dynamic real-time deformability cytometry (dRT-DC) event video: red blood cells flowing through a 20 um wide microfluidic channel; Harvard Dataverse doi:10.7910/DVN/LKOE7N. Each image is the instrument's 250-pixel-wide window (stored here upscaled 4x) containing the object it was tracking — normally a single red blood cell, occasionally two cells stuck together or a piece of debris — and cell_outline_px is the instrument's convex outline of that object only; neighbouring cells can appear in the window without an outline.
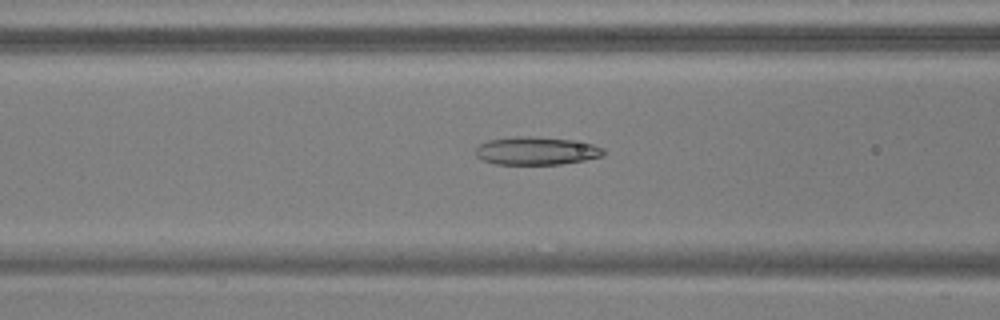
{"species": "common noctule bat (a hibernating species)", "species_latin": "Nyctalus noctula", "temperature_condition": "warm", "stored_images_in_passage": 38, "camera_frame_rate_fps": 3000, "um_per_image_px": 0.085, "animal": {"sex": "male", "body_mass_g": 17.9, "forearm_length_mm": 54.2}, "frame": {"image": 1, "passage_image": 7, "time_ms": 2.0, "image_size_px": [1000, 320], "cell_outline_px": [[604, 156], [584, 160], [560, 164], [496, 164], [484, 160], [476, 156], [476, 148], [480, 144], [488, 140], [512, 136], [528, 136], [572, 140], [592, 144], [604, 148]], "centroid_in_image_um": [45.59, 12.82], "position_along_channel_um": 121.0, "area_um2": 20.81}}
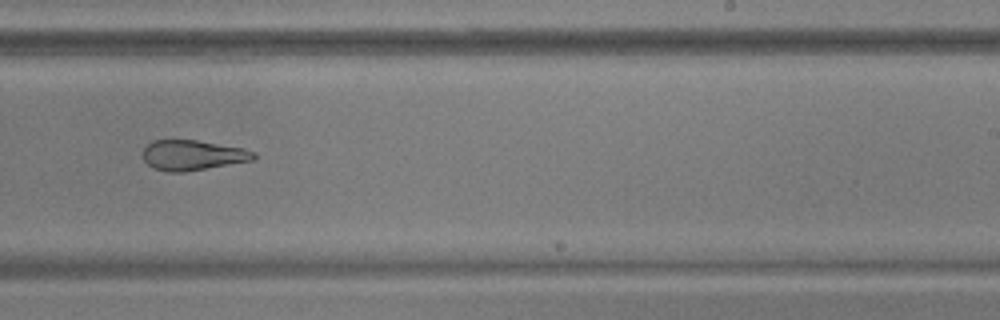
{"frame": {"image": 2, "passage_image": 19, "time_ms": 6.0, "image_size_px": [1000, 320], "cell_outline_px": [[256, 156], [252, 160], [184, 172], [168, 172], [152, 168], [144, 160], [144, 148], [152, 140], [196, 140], [244, 148], [256, 152]], "centroid_in_image_um": [16.37, 13.19], "position_along_channel_um": 272.6, "area_um2": 19.36}}
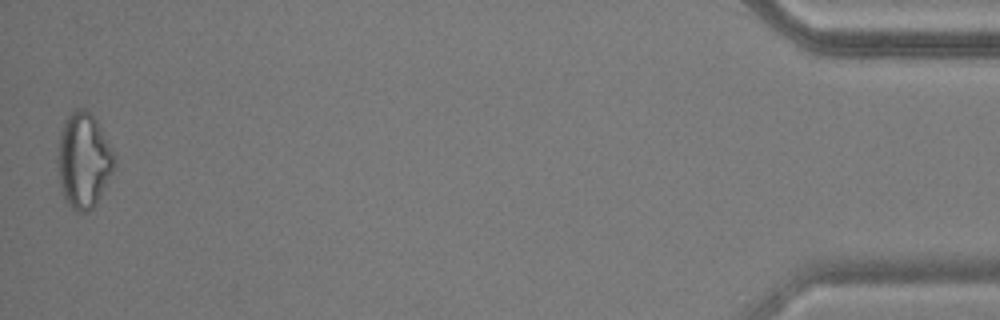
{"frame": {"image": 3, "passage_image": 38, "time_ms": 12.333, "image_size_px": [1000, 320], "cell_outline_px": [[116, 164], [96, 204], [88, 212], [76, 212], [68, 204], [60, 188], [56, 160], [60, 132], [64, 120], [76, 108], [84, 108], [96, 120], [116, 160]], "centroid_in_image_um": [7.07, 13.66], "position_along_channel_um": 428.1, "area_um2": 31.27}, "authors_computed_cell_mechanics": {"area_um2": 21.7328, "velocity_mm_per_s": 3.7912, "shape_relaxation_time_tau1_ms": null, "shape_relaxation_time_tau2_ms": 3.2292, "deformation_change_tau1": null, "deformation_change_tau2": 0.1107}}